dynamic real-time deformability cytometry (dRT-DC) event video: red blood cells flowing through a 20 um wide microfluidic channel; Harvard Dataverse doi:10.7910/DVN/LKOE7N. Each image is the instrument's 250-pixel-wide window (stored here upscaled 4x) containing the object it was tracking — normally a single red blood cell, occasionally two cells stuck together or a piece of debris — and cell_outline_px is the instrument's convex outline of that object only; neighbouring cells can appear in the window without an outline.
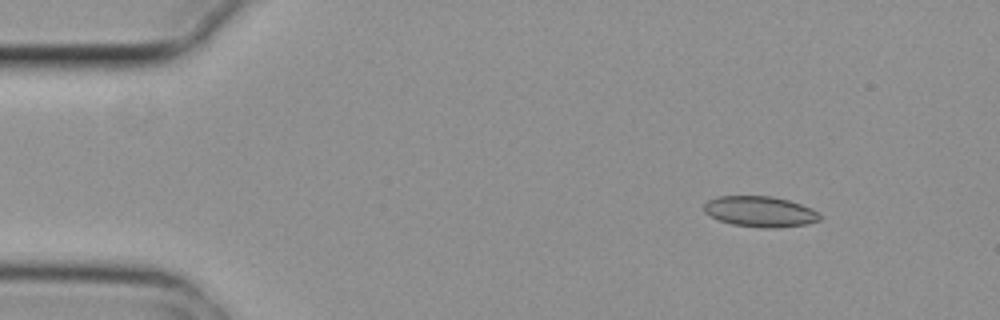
{"species": "common noctule bat (a hibernating species)", "species_latin": "Nyctalus noctula", "temperature_condition": "cold", "stored_images_in_passage": 5, "camera_frame_rate_fps": 3000, "um_per_image_px": 0.085, "animal": {"sex": "female", "body_mass_g": 29.2, "forearm_length_mm": 56.3}, "frame": {"image": 1, "passage_image": 2, "time_ms": 0.333, "image_size_px": [1000, 320], "cell_outline_px": [[820, 220], [808, 224], [780, 228], [764, 228], [732, 224], [720, 220], [704, 212], [704, 204], [708, 200], [720, 196], [772, 196], [788, 200], [812, 208], [820, 216]], "centroid_in_image_um": [64.62, 17.99], "position_along_channel_um": 20.4, "area_um2": 20.63}}
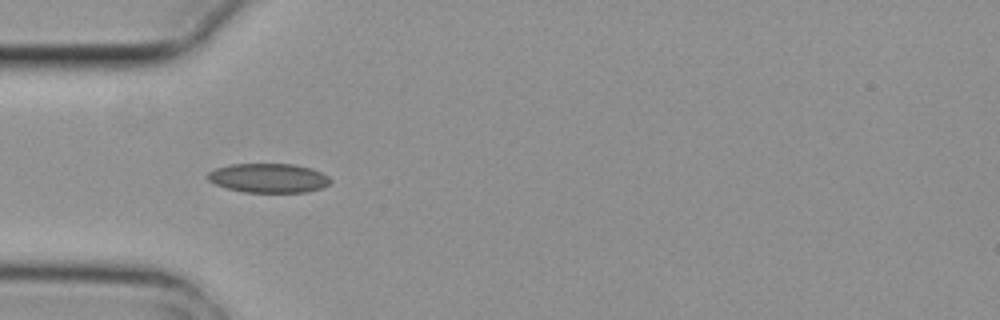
{"frame": {"image": 2, "passage_image": 5, "time_ms": 1.333, "image_size_px": [1000, 320], "cell_outline_px": [[332, 180], [328, 184], [320, 188], [308, 192], [244, 192], [228, 188], [216, 184], [208, 180], [208, 172], [216, 168], [232, 164], [296, 164], [312, 168], [328, 176]], "centroid_in_image_um": [22.85, 15.13], "position_along_channel_um": 62.2, "area_um2": 20.81}}